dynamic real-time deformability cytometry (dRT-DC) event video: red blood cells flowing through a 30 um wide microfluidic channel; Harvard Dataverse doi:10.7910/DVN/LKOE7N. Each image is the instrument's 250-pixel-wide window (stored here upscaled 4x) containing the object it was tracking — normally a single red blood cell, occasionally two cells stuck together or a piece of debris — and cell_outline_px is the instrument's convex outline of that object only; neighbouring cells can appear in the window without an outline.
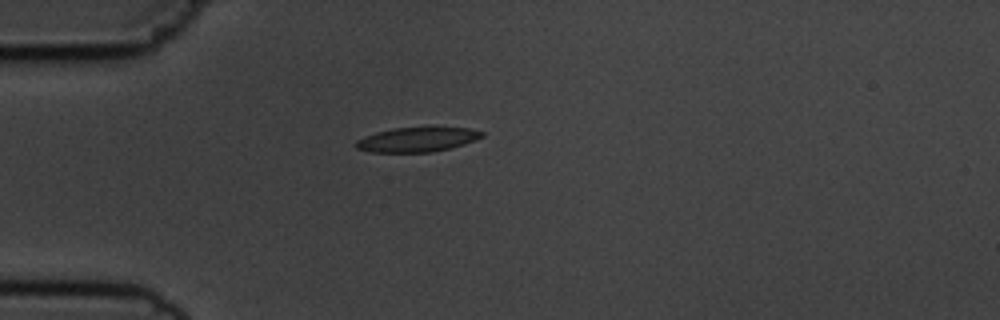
{"species": "common noctule bat (a hibernating species)", "species_latin": "Nyctalus noctula", "temperature_condition": "cold", "stored_images_in_passage": 1, "camera_frame_rate_fps": 3000, "um_per_image_px": 0.085, "animal": {"sex": "male", "body_mass_g": 19.5, "forearm_length_mm": 54.6}, "frame": {"image": 1, "passage_image": 1, "time_ms": 0.0, "image_size_px": [1000, 320], "cell_outline_px": [[484, 136], [476, 140], [464, 144], [432, 152], [372, 152], [356, 148], [356, 140], [376, 132], [392, 128], [428, 124], [432, 124], [468, 128], [484, 132]], "centroid_in_image_um": [35.53, 11.8], "position_along_channel_um": 49.5, "area_um2": 18.9}}